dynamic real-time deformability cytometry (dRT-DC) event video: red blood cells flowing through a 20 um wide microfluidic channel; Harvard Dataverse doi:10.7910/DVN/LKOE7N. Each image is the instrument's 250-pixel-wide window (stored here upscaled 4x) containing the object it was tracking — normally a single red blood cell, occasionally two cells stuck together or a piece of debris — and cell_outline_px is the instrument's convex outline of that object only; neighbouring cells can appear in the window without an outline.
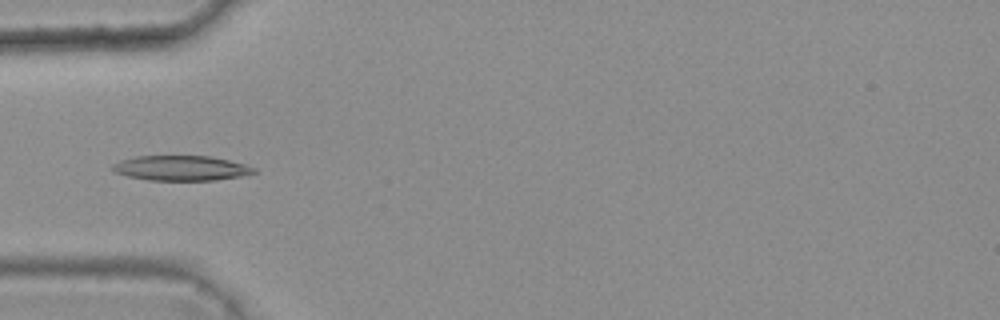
{"species": "common noctule bat (a hibernating species)", "species_latin": "Nyctalus noctula", "temperature_condition": "warm", "stored_images_in_passage": 6, "camera_frame_rate_fps": 3000, "um_per_image_px": 0.085, "animal": {"sex": "female", "body_mass_g": 25.1}, "frame": {"image": 1, "passage_image": 6, "time_ms": 1.667, "image_size_px": [1000, 320], "cell_outline_px": [[256, 172], [240, 176], [216, 180], [148, 180], [128, 176], [116, 172], [112, 168], [112, 164], [120, 160], [136, 156], [212, 156], [244, 164], [256, 168]], "centroid_in_image_um": [15.39, 14.28], "position_along_channel_um": 69.6, "area_um2": 20.46}}